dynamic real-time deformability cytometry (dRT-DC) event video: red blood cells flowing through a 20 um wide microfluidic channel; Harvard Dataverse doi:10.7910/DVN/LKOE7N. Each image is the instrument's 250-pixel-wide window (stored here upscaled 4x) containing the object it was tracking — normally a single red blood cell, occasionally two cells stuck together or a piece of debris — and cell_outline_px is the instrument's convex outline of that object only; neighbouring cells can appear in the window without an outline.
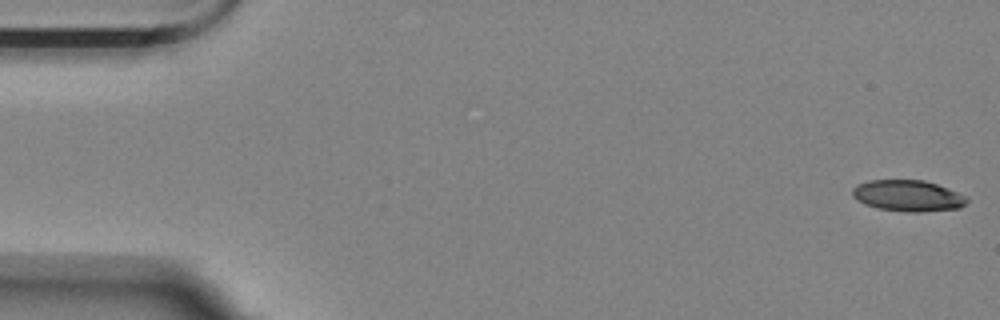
{"species": "Egyptian fruit bat (a non-hibernating species)", "species_latin": "Rousettus aegyptiacus", "temperature_condition": "room temperature", "stored_images_in_passage": 57, "camera_frame_rate_fps": 3000, "um_per_image_px": 0.085, "animal": {"sex": "female"}, "frame": {"image": 1, "passage_image": 1, "time_ms": 0.0, "image_size_px": [1000, 320], "cell_outline_px": [[968, 200], [960, 208], [920, 212], [908, 212], [876, 208], [864, 204], [856, 200], [852, 196], [852, 188], [856, 184], [868, 180], [924, 180], [936, 184], [968, 196]], "centroid_in_image_um": [77.14, 16.64], "position_along_channel_um": 7.9, "area_um2": 20.98}}
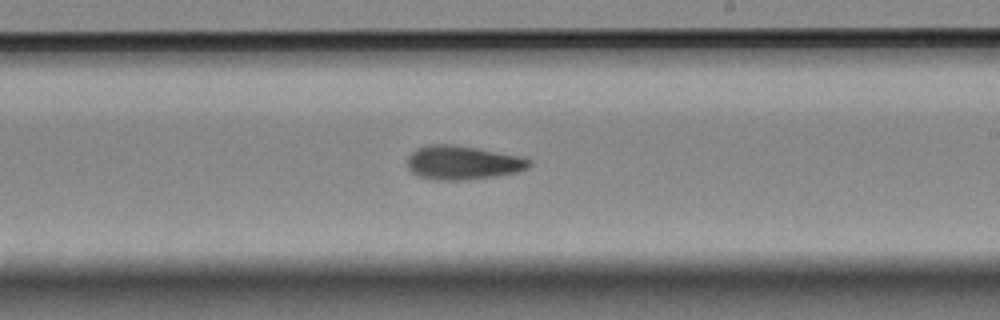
{"frame": {"image": 2, "passage_image": 33, "time_ms": 10.667, "image_size_px": [1000, 320], "cell_outline_px": [[532, 164], [528, 168], [520, 172], [468, 180], [432, 180], [420, 176], [412, 172], [408, 168], [408, 156], [416, 148], [428, 144], [452, 144], [528, 156], [532, 160]], "centroid_in_image_um": [39.41, 13.81], "position_along_channel_um": 249.6, "area_um2": 24.62}}
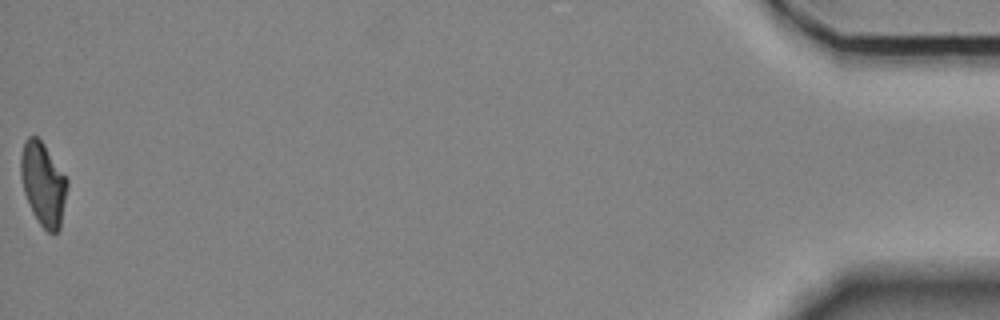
{"frame": {"image": 3, "passage_image": 57, "time_ms": 18.667, "image_size_px": [1000, 320], "cell_outline_px": [[68, 184], [60, 228], [56, 232], [48, 232], [40, 224], [32, 212], [24, 192], [20, 176], [20, 156], [24, 140], [28, 136], [36, 136], [44, 144], [68, 180]], "centroid_in_image_um": [3.65, 15.61], "position_along_channel_um": 431.5, "area_um2": 22.43}, "authors_computed_cell_mechanics": {"area_um2": 23.12, "velocity_mm_per_s": 3.4954, "shape_relaxation_time_tau1_ms": 5.5001, "shape_relaxation_time_tau2_ms": 4.2917, "deformation_change_tau1": 0.156, "deformation_change_tau2": 0.1048}}